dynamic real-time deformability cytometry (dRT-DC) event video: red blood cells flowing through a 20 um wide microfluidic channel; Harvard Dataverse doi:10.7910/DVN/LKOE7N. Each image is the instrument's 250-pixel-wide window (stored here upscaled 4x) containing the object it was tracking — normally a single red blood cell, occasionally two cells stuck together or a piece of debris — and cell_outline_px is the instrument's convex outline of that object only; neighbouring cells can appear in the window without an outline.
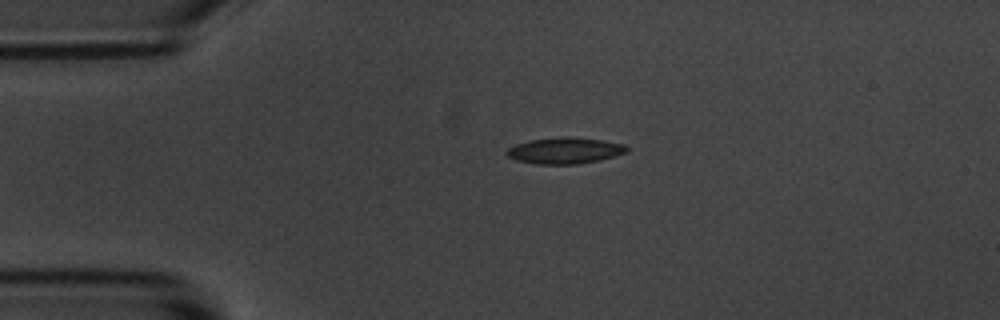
{"species": "common noctule bat (a hibernating species)", "species_latin": "Nyctalus noctula", "temperature_condition": "room temperature", "stored_images_in_passage": 2, "camera_frame_rate_fps": 3000, "um_per_image_px": 0.085, "animal": {"sex": "male", "body_mass_g": 20.1, "forearm_length_mm": 53.5}, "frame": {"image": 1, "passage_image": 1, "time_ms": 0.0, "image_size_px": [1000, 320], "cell_outline_px": [[628, 152], [600, 160], [580, 164], [536, 164], [516, 160], [508, 156], [504, 152], [508, 148], [516, 144], [528, 140], [568, 136], [600, 140], [624, 144], [628, 148]], "centroid_in_image_um": [48.0, 12.8], "position_along_channel_um": 37.0, "area_um2": 18.38}}